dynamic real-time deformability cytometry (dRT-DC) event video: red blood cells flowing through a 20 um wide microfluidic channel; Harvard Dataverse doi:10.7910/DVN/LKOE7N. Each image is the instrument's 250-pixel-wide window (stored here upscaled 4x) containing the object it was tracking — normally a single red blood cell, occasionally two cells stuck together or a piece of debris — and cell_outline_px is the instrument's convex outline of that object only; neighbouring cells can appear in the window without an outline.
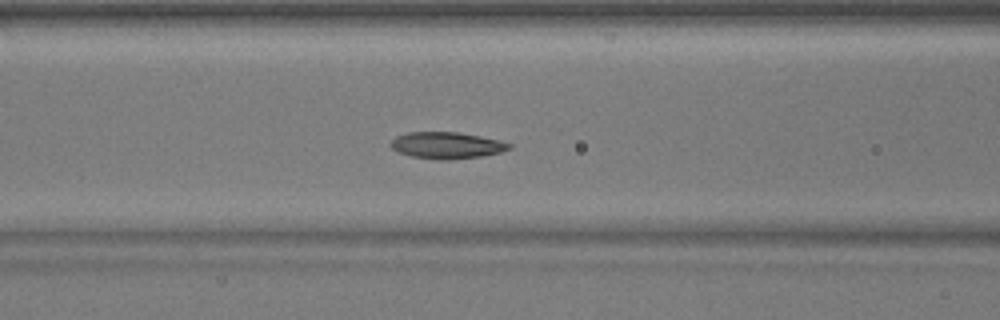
{"species": "common noctule bat (a hibernating species)", "species_latin": "Nyctalus noctula", "temperature_condition": "warm", "stored_images_in_passage": 52, "camera_frame_rate_fps": 3000, "um_per_image_px": 0.085, "animal": {"sex": "male", "body_mass_g": 17.9}, "frame": {"image": 1, "passage_image": 22, "time_ms": 7.0, "image_size_px": [1000, 320], "cell_outline_px": [[512, 148], [500, 152], [484, 156], [448, 160], [440, 160], [412, 156], [396, 152], [388, 144], [396, 136], [408, 132], [460, 132], [500, 140], [512, 144]], "centroid_in_image_um": [37.97, 12.35], "position_along_channel_um": 128.6, "area_um2": 18.55}}
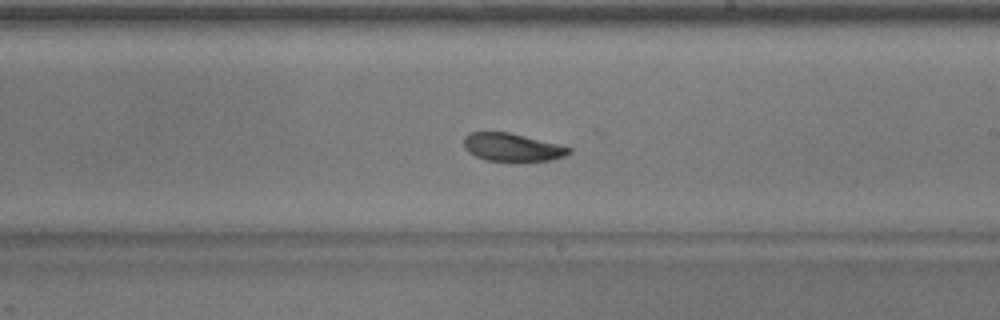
{"frame": {"image": 2, "passage_image": 31, "time_ms": 10.0, "image_size_px": [1000, 320], "cell_outline_px": [[572, 152], [564, 156], [552, 160], [524, 164], [512, 164], [484, 160], [468, 152], [464, 148], [464, 136], [472, 132], [508, 132], [572, 148]], "centroid_in_image_um": [43.54, 12.59], "position_along_channel_um": 245.5, "area_um2": 17.92}}
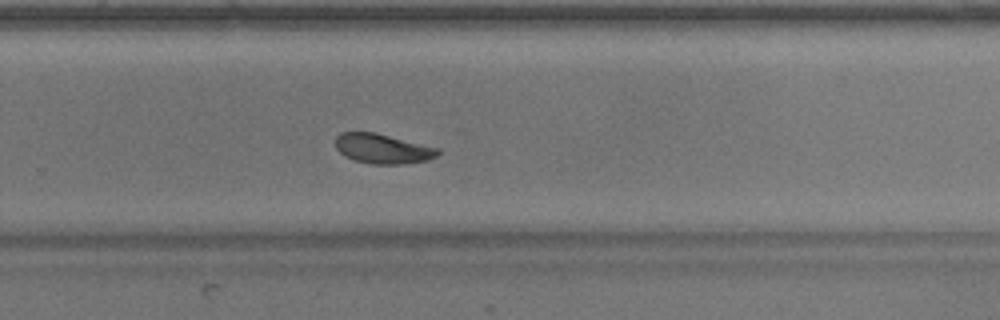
{"frame": {"image": 3, "passage_image": 35, "time_ms": 11.333, "image_size_px": [1000, 320], "cell_outline_px": [[440, 152], [436, 156], [428, 160], [404, 164], [372, 164], [356, 160], [344, 156], [336, 148], [336, 136], [340, 132], [376, 132], [440, 148]], "centroid_in_image_um": [32.54, 12.63], "position_along_channel_um": 297.3, "area_um2": 17.86}}